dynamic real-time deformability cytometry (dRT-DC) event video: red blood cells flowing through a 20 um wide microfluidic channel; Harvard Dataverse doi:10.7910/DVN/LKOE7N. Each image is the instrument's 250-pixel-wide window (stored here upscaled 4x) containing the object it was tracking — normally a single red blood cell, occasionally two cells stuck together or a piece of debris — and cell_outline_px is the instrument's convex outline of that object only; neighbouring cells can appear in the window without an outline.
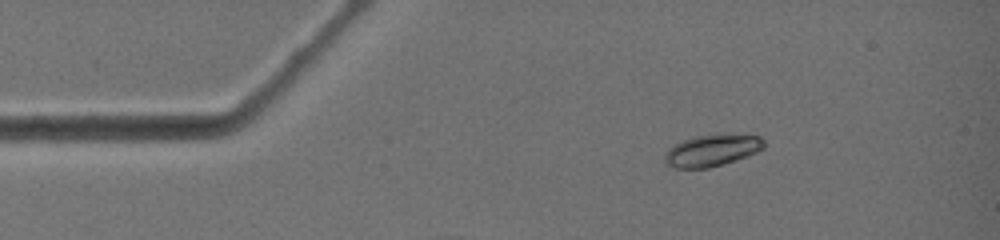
{"species": "common noctule bat (a hibernating species)", "species_latin": "Nyctalus noctula", "temperature_condition": "warm", "stored_images_in_passage": 3, "camera_frame_rate_fps": 3000, "um_per_image_px": 0.085, "animal": {"sex": "female", "body_mass_g": 19.0, "forearm_length_mm": 51.5}, "frame": {"image": 1, "passage_image": 1, "time_ms": 0.0, "image_size_px": [1000, 240], "cell_outline_px": [[764, 148], [748, 156], [724, 164], [708, 168], [676, 168], [664, 164], [664, 156], [668, 148], [692, 136], [712, 132], [716, 132], [760, 136], [764, 140]], "centroid_in_image_um": [60.52, 12.75], "position_along_channel_um": 24.5, "area_um2": 18.96}}